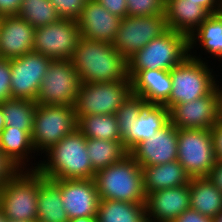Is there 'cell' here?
<instances>
[{
    "label": "cell",
    "instance_id": "cell-1",
    "mask_svg": "<svg viewBox=\"0 0 222 222\" xmlns=\"http://www.w3.org/2000/svg\"><path fill=\"white\" fill-rule=\"evenodd\" d=\"M70 61L81 83L131 81L128 60L111 43L80 37Z\"/></svg>",
    "mask_w": 222,
    "mask_h": 222
},
{
    "label": "cell",
    "instance_id": "cell-2",
    "mask_svg": "<svg viewBox=\"0 0 222 222\" xmlns=\"http://www.w3.org/2000/svg\"><path fill=\"white\" fill-rule=\"evenodd\" d=\"M86 141L87 138L76 128L44 153L47 159L32 164L34 167L31 166L29 170H38L50 180L94 179L95 172L88 157Z\"/></svg>",
    "mask_w": 222,
    "mask_h": 222
},
{
    "label": "cell",
    "instance_id": "cell-3",
    "mask_svg": "<svg viewBox=\"0 0 222 222\" xmlns=\"http://www.w3.org/2000/svg\"><path fill=\"white\" fill-rule=\"evenodd\" d=\"M100 200L145 204L142 167L128 153L119 162L95 173Z\"/></svg>",
    "mask_w": 222,
    "mask_h": 222
},
{
    "label": "cell",
    "instance_id": "cell-4",
    "mask_svg": "<svg viewBox=\"0 0 222 222\" xmlns=\"http://www.w3.org/2000/svg\"><path fill=\"white\" fill-rule=\"evenodd\" d=\"M194 53L188 52V56L170 70L172 91L169 99L163 104L168 110L177 104L208 95L219 84L212 73L213 69L200 55L198 57Z\"/></svg>",
    "mask_w": 222,
    "mask_h": 222
},
{
    "label": "cell",
    "instance_id": "cell-5",
    "mask_svg": "<svg viewBox=\"0 0 222 222\" xmlns=\"http://www.w3.org/2000/svg\"><path fill=\"white\" fill-rule=\"evenodd\" d=\"M188 56V37L168 29L154 38L128 59V76L132 79L140 70L170 71Z\"/></svg>",
    "mask_w": 222,
    "mask_h": 222
},
{
    "label": "cell",
    "instance_id": "cell-6",
    "mask_svg": "<svg viewBox=\"0 0 222 222\" xmlns=\"http://www.w3.org/2000/svg\"><path fill=\"white\" fill-rule=\"evenodd\" d=\"M38 170H18L0 189V210L8 220L37 222Z\"/></svg>",
    "mask_w": 222,
    "mask_h": 222
},
{
    "label": "cell",
    "instance_id": "cell-7",
    "mask_svg": "<svg viewBox=\"0 0 222 222\" xmlns=\"http://www.w3.org/2000/svg\"><path fill=\"white\" fill-rule=\"evenodd\" d=\"M76 128L74 106L37 105L31 133L36 155L45 153Z\"/></svg>",
    "mask_w": 222,
    "mask_h": 222
},
{
    "label": "cell",
    "instance_id": "cell-8",
    "mask_svg": "<svg viewBox=\"0 0 222 222\" xmlns=\"http://www.w3.org/2000/svg\"><path fill=\"white\" fill-rule=\"evenodd\" d=\"M131 93V81L81 83L74 104L75 117L116 114Z\"/></svg>",
    "mask_w": 222,
    "mask_h": 222
},
{
    "label": "cell",
    "instance_id": "cell-9",
    "mask_svg": "<svg viewBox=\"0 0 222 222\" xmlns=\"http://www.w3.org/2000/svg\"><path fill=\"white\" fill-rule=\"evenodd\" d=\"M177 160L191 177H208L216 164L210 129H178Z\"/></svg>",
    "mask_w": 222,
    "mask_h": 222
},
{
    "label": "cell",
    "instance_id": "cell-10",
    "mask_svg": "<svg viewBox=\"0 0 222 222\" xmlns=\"http://www.w3.org/2000/svg\"><path fill=\"white\" fill-rule=\"evenodd\" d=\"M78 72L70 60H52L37 95V105L74 106L80 87Z\"/></svg>",
    "mask_w": 222,
    "mask_h": 222
},
{
    "label": "cell",
    "instance_id": "cell-11",
    "mask_svg": "<svg viewBox=\"0 0 222 222\" xmlns=\"http://www.w3.org/2000/svg\"><path fill=\"white\" fill-rule=\"evenodd\" d=\"M80 37L77 20L61 18L35 28L33 51L52 60H70Z\"/></svg>",
    "mask_w": 222,
    "mask_h": 222
},
{
    "label": "cell",
    "instance_id": "cell-12",
    "mask_svg": "<svg viewBox=\"0 0 222 222\" xmlns=\"http://www.w3.org/2000/svg\"><path fill=\"white\" fill-rule=\"evenodd\" d=\"M167 30L165 15L126 16L122 18L112 45L128 60L151 40L161 36Z\"/></svg>",
    "mask_w": 222,
    "mask_h": 222
},
{
    "label": "cell",
    "instance_id": "cell-13",
    "mask_svg": "<svg viewBox=\"0 0 222 222\" xmlns=\"http://www.w3.org/2000/svg\"><path fill=\"white\" fill-rule=\"evenodd\" d=\"M51 61L52 59L34 51L10 59L12 98L36 101Z\"/></svg>",
    "mask_w": 222,
    "mask_h": 222
},
{
    "label": "cell",
    "instance_id": "cell-14",
    "mask_svg": "<svg viewBox=\"0 0 222 222\" xmlns=\"http://www.w3.org/2000/svg\"><path fill=\"white\" fill-rule=\"evenodd\" d=\"M218 96L219 85L204 97L173 106L170 122L177 129H211L218 122Z\"/></svg>",
    "mask_w": 222,
    "mask_h": 222
},
{
    "label": "cell",
    "instance_id": "cell-15",
    "mask_svg": "<svg viewBox=\"0 0 222 222\" xmlns=\"http://www.w3.org/2000/svg\"><path fill=\"white\" fill-rule=\"evenodd\" d=\"M61 191V201L69 219L96 216L100 197L94 179L52 180Z\"/></svg>",
    "mask_w": 222,
    "mask_h": 222
},
{
    "label": "cell",
    "instance_id": "cell-16",
    "mask_svg": "<svg viewBox=\"0 0 222 222\" xmlns=\"http://www.w3.org/2000/svg\"><path fill=\"white\" fill-rule=\"evenodd\" d=\"M178 129L169 122L152 137L138 143L129 154L142 166L177 160Z\"/></svg>",
    "mask_w": 222,
    "mask_h": 222
},
{
    "label": "cell",
    "instance_id": "cell-17",
    "mask_svg": "<svg viewBox=\"0 0 222 222\" xmlns=\"http://www.w3.org/2000/svg\"><path fill=\"white\" fill-rule=\"evenodd\" d=\"M121 21L122 18L111 14L96 0H87L77 19L81 37L111 44Z\"/></svg>",
    "mask_w": 222,
    "mask_h": 222
},
{
    "label": "cell",
    "instance_id": "cell-18",
    "mask_svg": "<svg viewBox=\"0 0 222 222\" xmlns=\"http://www.w3.org/2000/svg\"><path fill=\"white\" fill-rule=\"evenodd\" d=\"M145 207L148 222H173L190 208L189 185L151 192Z\"/></svg>",
    "mask_w": 222,
    "mask_h": 222
},
{
    "label": "cell",
    "instance_id": "cell-19",
    "mask_svg": "<svg viewBox=\"0 0 222 222\" xmlns=\"http://www.w3.org/2000/svg\"><path fill=\"white\" fill-rule=\"evenodd\" d=\"M35 28L19 15L0 17V57L15 59L33 51Z\"/></svg>",
    "mask_w": 222,
    "mask_h": 222
},
{
    "label": "cell",
    "instance_id": "cell-20",
    "mask_svg": "<svg viewBox=\"0 0 222 222\" xmlns=\"http://www.w3.org/2000/svg\"><path fill=\"white\" fill-rule=\"evenodd\" d=\"M164 15L168 29L188 37L211 14L193 0H165Z\"/></svg>",
    "mask_w": 222,
    "mask_h": 222
},
{
    "label": "cell",
    "instance_id": "cell-21",
    "mask_svg": "<svg viewBox=\"0 0 222 222\" xmlns=\"http://www.w3.org/2000/svg\"><path fill=\"white\" fill-rule=\"evenodd\" d=\"M169 122V110L164 105L146 104L123 137V146L129 153L138 143L152 137Z\"/></svg>",
    "mask_w": 222,
    "mask_h": 222
},
{
    "label": "cell",
    "instance_id": "cell-22",
    "mask_svg": "<svg viewBox=\"0 0 222 222\" xmlns=\"http://www.w3.org/2000/svg\"><path fill=\"white\" fill-rule=\"evenodd\" d=\"M132 94L141 96L147 104L163 105L172 91L170 71L140 70L131 79Z\"/></svg>",
    "mask_w": 222,
    "mask_h": 222
},
{
    "label": "cell",
    "instance_id": "cell-23",
    "mask_svg": "<svg viewBox=\"0 0 222 222\" xmlns=\"http://www.w3.org/2000/svg\"><path fill=\"white\" fill-rule=\"evenodd\" d=\"M145 195L161 189L189 185L191 177L178 160L165 164L142 166Z\"/></svg>",
    "mask_w": 222,
    "mask_h": 222
},
{
    "label": "cell",
    "instance_id": "cell-24",
    "mask_svg": "<svg viewBox=\"0 0 222 222\" xmlns=\"http://www.w3.org/2000/svg\"><path fill=\"white\" fill-rule=\"evenodd\" d=\"M190 208L214 219L222 212V193L208 177L189 181Z\"/></svg>",
    "mask_w": 222,
    "mask_h": 222
},
{
    "label": "cell",
    "instance_id": "cell-25",
    "mask_svg": "<svg viewBox=\"0 0 222 222\" xmlns=\"http://www.w3.org/2000/svg\"><path fill=\"white\" fill-rule=\"evenodd\" d=\"M0 151L19 170H29L26 162L32 159V153H36L31 136L26 131L8 126H5L0 134Z\"/></svg>",
    "mask_w": 222,
    "mask_h": 222
},
{
    "label": "cell",
    "instance_id": "cell-26",
    "mask_svg": "<svg viewBox=\"0 0 222 222\" xmlns=\"http://www.w3.org/2000/svg\"><path fill=\"white\" fill-rule=\"evenodd\" d=\"M37 222H68L69 217L61 201L60 188L39 172Z\"/></svg>",
    "mask_w": 222,
    "mask_h": 222
},
{
    "label": "cell",
    "instance_id": "cell-27",
    "mask_svg": "<svg viewBox=\"0 0 222 222\" xmlns=\"http://www.w3.org/2000/svg\"><path fill=\"white\" fill-rule=\"evenodd\" d=\"M197 42L214 58L222 59V14H211L188 36V52L194 50ZM203 46V47H202Z\"/></svg>",
    "mask_w": 222,
    "mask_h": 222
},
{
    "label": "cell",
    "instance_id": "cell-28",
    "mask_svg": "<svg viewBox=\"0 0 222 222\" xmlns=\"http://www.w3.org/2000/svg\"><path fill=\"white\" fill-rule=\"evenodd\" d=\"M97 222H148L145 204L100 200Z\"/></svg>",
    "mask_w": 222,
    "mask_h": 222
},
{
    "label": "cell",
    "instance_id": "cell-29",
    "mask_svg": "<svg viewBox=\"0 0 222 222\" xmlns=\"http://www.w3.org/2000/svg\"><path fill=\"white\" fill-rule=\"evenodd\" d=\"M86 147L95 173L113 163L119 162L128 154V151L123 146V140L87 138Z\"/></svg>",
    "mask_w": 222,
    "mask_h": 222
},
{
    "label": "cell",
    "instance_id": "cell-30",
    "mask_svg": "<svg viewBox=\"0 0 222 222\" xmlns=\"http://www.w3.org/2000/svg\"><path fill=\"white\" fill-rule=\"evenodd\" d=\"M77 128L86 138L123 140L119 133L116 114L87 115L77 119Z\"/></svg>",
    "mask_w": 222,
    "mask_h": 222
},
{
    "label": "cell",
    "instance_id": "cell-31",
    "mask_svg": "<svg viewBox=\"0 0 222 222\" xmlns=\"http://www.w3.org/2000/svg\"><path fill=\"white\" fill-rule=\"evenodd\" d=\"M1 104L5 126L24 130L31 136L36 102L29 99L11 98Z\"/></svg>",
    "mask_w": 222,
    "mask_h": 222
},
{
    "label": "cell",
    "instance_id": "cell-32",
    "mask_svg": "<svg viewBox=\"0 0 222 222\" xmlns=\"http://www.w3.org/2000/svg\"><path fill=\"white\" fill-rule=\"evenodd\" d=\"M17 15L34 28L55 23L61 19L49 0H22Z\"/></svg>",
    "mask_w": 222,
    "mask_h": 222
},
{
    "label": "cell",
    "instance_id": "cell-33",
    "mask_svg": "<svg viewBox=\"0 0 222 222\" xmlns=\"http://www.w3.org/2000/svg\"><path fill=\"white\" fill-rule=\"evenodd\" d=\"M146 104L147 102L141 96L131 93L118 108L116 117L119 133L122 138L129 132L131 125L137 120L140 110Z\"/></svg>",
    "mask_w": 222,
    "mask_h": 222
},
{
    "label": "cell",
    "instance_id": "cell-34",
    "mask_svg": "<svg viewBox=\"0 0 222 222\" xmlns=\"http://www.w3.org/2000/svg\"><path fill=\"white\" fill-rule=\"evenodd\" d=\"M128 16L164 15L165 0H126Z\"/></svg>",
    "mask_w": 222,
    "mask_h": 222
},
{
    "label": "cell",
    "instance_id": "cell-35",
    "mask_svg": "<svg viewBox=\"0 0 222 222\" xmlns=\"http://www.w3.org/2000/svg\"><path fill=\"white\" fill-rule=\"evenodd\" d=\"M62 19L77 20L87 0H49Z\"/></svg>",
    "mask_w": 222,
    "mask_h": 222
},
{
    "label": "cell",
    "instance_id": "cell-36",
    "mask_svg": "<svg viewBox=\"0 0 222 222\" xmlns=\"http://www.w3.org/2000/svg\"><path fill=\"white\" fill-rule=\"evenodd\" d=\"M11 69L10 60L0 57V103L11 99Z\"/></svg>",
    "mask_w": 222,
    "mask_h": 222
},
{
    "label": "cell",
    "instance_id": "cell-37",
    "mask_svg": "<svg viewBox=\"0 0 222 222\" xmlns=\"http://www.w3.org/2000/svg\"><path fill=\"white\" fill-rule=\"evenodd\" d=\"M111 14L120 18L128 16L126 0H96Z\"/></svg>",
    "mask_w": 222,
    "mask_h": 222
},
{
    "label": "cell",
    "instance_id": "cell-38",
    "mask_svg": "<svg viewBox=\"0 0 222 222\" xmlns=\"http://www.w3.org/2000/svg\"><path fill=\"white\" fill-rule=\"evenodd\" d=\"M19 169L0 151V189Z\"/></svg>",
    "mask_w": 222,
    "mask_h": 222
},
{
    "label": "cell",
    "instance_id": "cell-39",
    "mask_svg": "<svg viewBox=\"0 0 222 222\" xmlns=\"http://www.w3.org/2000/svg\"><path fill=\"white\" fill-rule=\"evenodd\" d=\"M213 147L217 162H222V123L217 122L211 129Z\"/></svg>",
    "mask_w": 222,
    "mask_h": 222
},
{
    "label": "cell",
    "instance_id": "cell-40",
    "mask_svg": "<svg viewBox=\"0 0 222 222\" xmlns=\"http://www.w3.org/2000/svg\"><path fill=\"white\" fill-rule=\"evenodd\" d=\"M173 222H213V219L201 215L198 211L189 208Z\"/></svg>",
    "mask_w": 222,
    "mask_h": 222
},
{
    "label": "cell",
    "instance_id": "cell-41",
    "mask_svg": "<svg viewBox=\"0 0 222 222\" xmlns=\"http://www.w3.org/2000/svg\"><path fill=\"white\" fill-rule=\"evenodd\" d=\"M22 0H0V17L6 15H17Z\"/></svg>",
    "mask_w": 222,
    "mask_h": 222
},
{
    "label": "cell",
    "instance_id": "cell-42",
    "mask_svg": "<svg viewBox=\"0 0 222 222\" xmlns=\"http://www.w3.org/2000/svg\"><path fill=\"white\" fill-rule=\"evenodd\" d=\"M208 178L222 193V162H216L211 169Z\"/></svg>",
    "mask_w": 222,
    "mask_h": 222
},
{
    "label": "cell",
    "instance_id": "cell-43",
    "mask_svg": "<svg viewBox=\"0 0 222 222\" xmlns=\"http://www.w3.org/2000/svg\"><path fill=\"white\" fill-rule=\"evenodd\" d=\"M199 2L210 14L220 13L221 0H193Z\"/></svg>",
    "mask_w": 222,
    "mask_h": 222
},
{
    "label": "cell",
    "instance_id": "cell-44",
    "mask_svg": "<svg viewBox=\"0 0 222 222\" xmlns=\"http://www.w3.org/2000/svg\"><path fill=\"white\" fill-rule=\"evenodd\" d=\"M68 222H97L96 216H86L69 219Z\"/></svg>",
    "mask_w": 222,
    "mask_h": 222
},
{
    "label": "cell",
    "instance_id": "cell-45",
    "mask_svg": "<svg viewBox=\"0 0 222 222\" xmlns=\"http://www.w3.org/2000/svg\"><path fill=\"white\" fill-rule=\"evenodd\" d=\"M218 109H219L218 121L222 123V87H221V84L219 86Z\"/></svg>",
    "mask_w": 222,
    "mask_h": 222
},
{
    "label": "cell",
    "instance_id": "cell-46",
    "mask_svg": "<svg viewBox=\"0 0 222 222\" xmlns=\"http://www.w3.org/2000/svg\"><path fill=\"white\" fill-rule=\"evenodd\" d=\"M5 128V121H4V115L2 111V104L0 103V134Z\"/></svg>",
    "mask_w": 222,
    "mask_h": 222
},
{
    "label": "cell",
    "instance_id": "cell-47",
    "mask_svg": "<svg viewBox=\"0 0 222 222\" xmlns=\"http://www.w3.org/2000/svg\"><path fill=\"white\" fill-rule=\"evenodd\" d=\"M0 222H8V219L5 217L4 213L0 210Z\"/></svg>",
    "mask_w": 222,
    "mask_h": 222
},
{
    "label": "cell",
    "instance_id": "cell-48",
    "mask_svg": "<svg viewBox=\"0 0 222 222\" xmlns=\"http://www.w3.org/2000/svg\"><path fill=\"white\" fill-rule=\"evenodd\" d=\"M213 222H222V212L213 219Z\"/></svg>",
    "mask_w": 222,
    "mask_h": 222
},
{
    "label": "cell",
    "instance_id": "cell-49",
    "mask_svg": "<svg viewBox=\"0 0 222 222\" xmlns=\"http://www.w3.org/2000/svg\"><path fill=\"white\" fill-rule=\"evenodd\" d=\"M8 222H28V221H16V220H8Z\"/></svg>",
    "mask_w": 222,
    "mask_h": 222
},
{
    "label": "cell",
    "instance_id": "cell-50",
    "mask_svg": "<svg viewBox=\"0 0 222 222\" xmlns=\"http://www.w3.org/2000/svg\"><path fill=\"white\" fill-rule=\"evenodd\" d=\"M220 13L222 14V0H221V9H220Z\"/></svg>",
    "mask_w": 222,
    "mask_h": 222
}]
</instances>
